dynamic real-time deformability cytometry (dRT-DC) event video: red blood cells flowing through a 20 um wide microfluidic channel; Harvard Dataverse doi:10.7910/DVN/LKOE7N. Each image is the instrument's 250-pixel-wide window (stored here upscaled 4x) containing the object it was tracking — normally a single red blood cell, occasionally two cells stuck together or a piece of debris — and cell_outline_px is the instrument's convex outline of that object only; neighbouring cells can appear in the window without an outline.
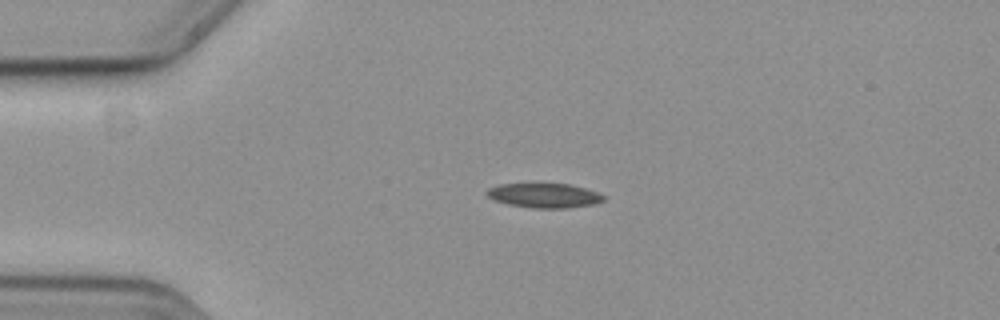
{"species": "common noctule bat (a hibernating species)", "species_latin": "Nyctalus noctula", "temperature_condition": "cold", "stored_images_in_passage": 44, "camera_frame_rate_fps": 3000, "um_per_image_px": 0.085, "animal": {"sex": "female", "body_mass_g": 19.3, "forearm_length_mm": 54.1}, "frame": {"image": 1, "passage_image": 1, "time_ms": 0.0, "image_size_px": [1000, 320], "cell_outline_px": [[604, 200], [596, 204], [568, 208], [532, 208], [508, 204], [496, 200], [488, 196], [484, 192], [488, 188], [500, 184], [568, 184], [584, 188], [596, 192], [604, 196]], "centroid_in_image_um": [46.26, 16.62], "position_along_channel_um": 38.7, "area_um2": 16.53}}
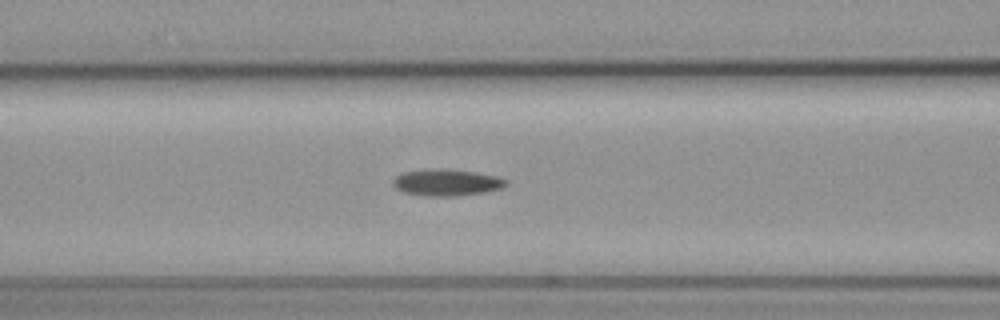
{"frame": {"image": 2, "passage_image": 11, "time_ms": 3.333, "image_size_px": [1000, 320], "cell_outline_px": [[508, 184], [500, 188], [484, 192], [456, 196], [424, 196], [404, 192], [396, 188], [392, 184], [392, 180], [396, 176], [404, 172], [440, 168], [472, 172], [496, 176], [508, 180]], "centroid_in_image_um": [37.95, 15.52], "position_along_channel_um": 128.7, "area_um2": 17.34}}
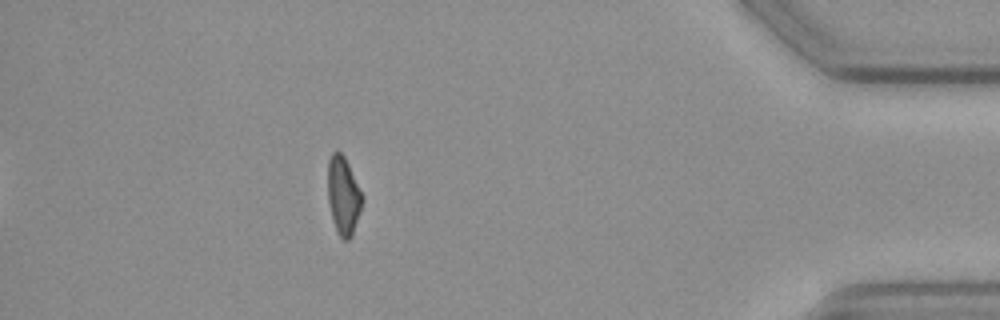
{"frame": {"image": 3, "passage_image": 38, "time_ms": 12.333, "image_size_px": [1000, 320], "cell_outline_px": [[364, 200], [352, 236], [348, 240], [344, 240], [336, 232], [328, 200], [328, 160], [332, 152], [340, 152], [344, 156], [348, 164]], "centroid_in_image_um": [29.18, 16.65], "position_along_channel_um": 406.0, "area_um2": 15.43}}